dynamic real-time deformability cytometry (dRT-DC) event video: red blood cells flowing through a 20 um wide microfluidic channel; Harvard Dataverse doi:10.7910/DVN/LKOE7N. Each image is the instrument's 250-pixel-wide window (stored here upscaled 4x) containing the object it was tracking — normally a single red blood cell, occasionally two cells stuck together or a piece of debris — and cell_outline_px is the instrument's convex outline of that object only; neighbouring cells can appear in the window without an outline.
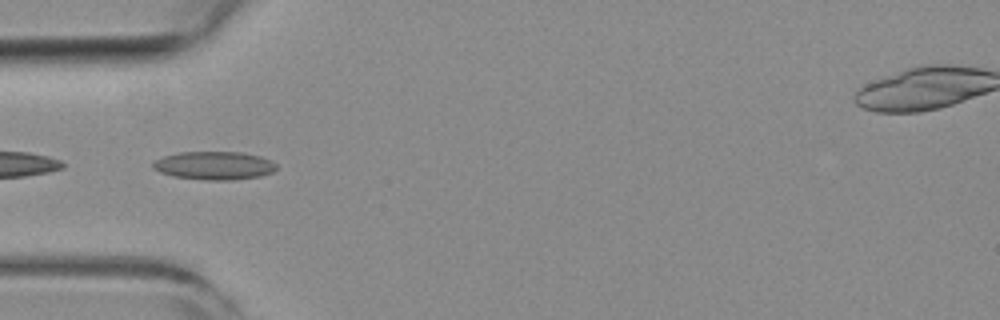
{"species": "common noctule bat (a hibernating species)", "species_latin": "Nyctalus noctula", "temperature_condition": "room temperature", "stored_images_in_passage": 31, "camera_frame_rate_fps": 3000, "um_per_image_px": 0.085, "animal": {"sex": "female", "body_mass_g": 19.3, "forearm_length_mm": 54.1}, "frame": {"image": 1, "passage_image": 7, "time_ms": 2.0, "image_size_px": [1000, 320], "cell_outline_px": [[276, 168], [272, 172], [260, 176], [232, 180], [208, 180], [172, 176], [160, 172], [152, 168], [152, 164], [156, 160], [164, 156], [180, 152], [244, 152], [260, 156], [272, 160], [276, 164]], "centroid_in_image_um": [18.22, 14.07], "position_along_channel_um": 66.8, "area_um2": 20.35}}
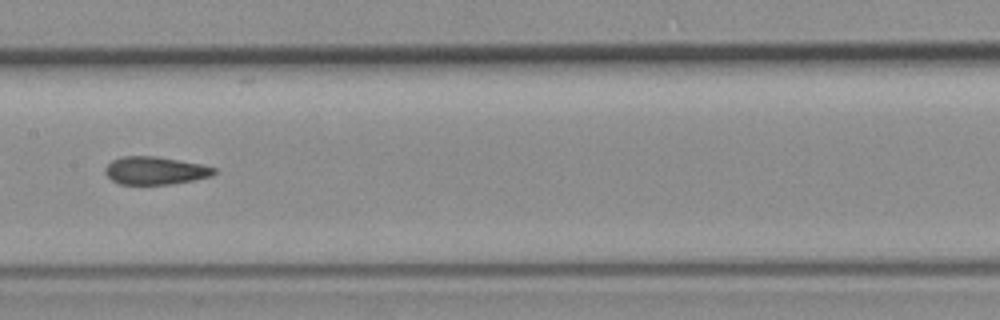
{"frame": {"image": 2, "passage_image": 17, "time_ms": 5.333, "image_size_px": [1000, 320], "cell_outline_px": [[216, 172], [212, 176], [172, 184], [120, 184], [112, 180], [104, 172], [104, 168], [112, 160], [120, 156], [156, 156], [200, 164], [216, 168]], "centroid_in_image_um": [13.17, 14.49], "position_along_channel_um": 194.2, "area_um2": 17.63}}
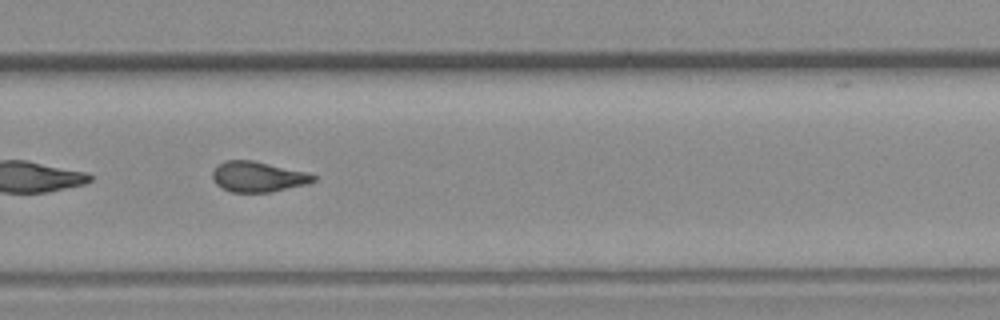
{"frame": {"image": 3, "passage_image": 26, "time_ms": 8.333, "image_size_px": [1000, 320], "cell_outline_px": [[316, 180], [308, 184], [272, 192], [232, 192], [216, 184], [212, 180], [212, 172], [224, 160], [252, 160], [308, 172], [316, 176]], "centroid_in_image_um": [21.95, 15.02], "position_along_channel_um": 307.8, "area_um2": 17.92}, "authors_computed_cell_mechanics": {"area_um2": 18.3804, "velocity_mm_per_s": 3.8078, "shape_relaxation_time_tau1_ms": 10.3003, "shape_relaxation_time_tau2_ms": 1.6774, "deformation_change_tau1": 0.2256, "deformation_change_tau2": 0.0882}}